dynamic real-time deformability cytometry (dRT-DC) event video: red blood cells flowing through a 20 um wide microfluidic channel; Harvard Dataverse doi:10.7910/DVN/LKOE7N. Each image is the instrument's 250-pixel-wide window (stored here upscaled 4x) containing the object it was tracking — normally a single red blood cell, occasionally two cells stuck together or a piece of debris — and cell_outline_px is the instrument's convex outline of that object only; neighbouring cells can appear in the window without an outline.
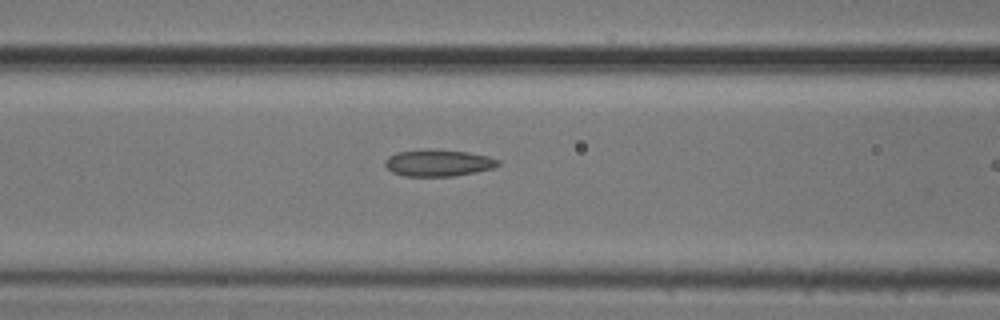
{"species": "common noctule bat (a hibernating species)", "species_latin": "Nyctalus noctula", "temperature_condition": "cold", "stored_images_in_passage": 11, "camera_frame_rate_fps": 3000, "um_per_image_px": 0.085, "animal": {"sex": "male", "body_mass_g": 20.5, "forearm_length_mm": 52.5}, "frame": {"image": 1, "passage_image": 10, "time_ms": 3.0, "image_size_px": [1000, 320], "cell_outline_px": [[500, 164], [496, 168], [456, 176], [404, 176], [392, 172], [384, 164], [384, 160], [388, 156], [396, 152], [424, 148], [432, 148], [468, 152], [488, 156], [500, 160]], "centroid_in_image_um": [37.26, 13.83], "position_along_channel_um": 129.3, "area_um2": 18.09}}